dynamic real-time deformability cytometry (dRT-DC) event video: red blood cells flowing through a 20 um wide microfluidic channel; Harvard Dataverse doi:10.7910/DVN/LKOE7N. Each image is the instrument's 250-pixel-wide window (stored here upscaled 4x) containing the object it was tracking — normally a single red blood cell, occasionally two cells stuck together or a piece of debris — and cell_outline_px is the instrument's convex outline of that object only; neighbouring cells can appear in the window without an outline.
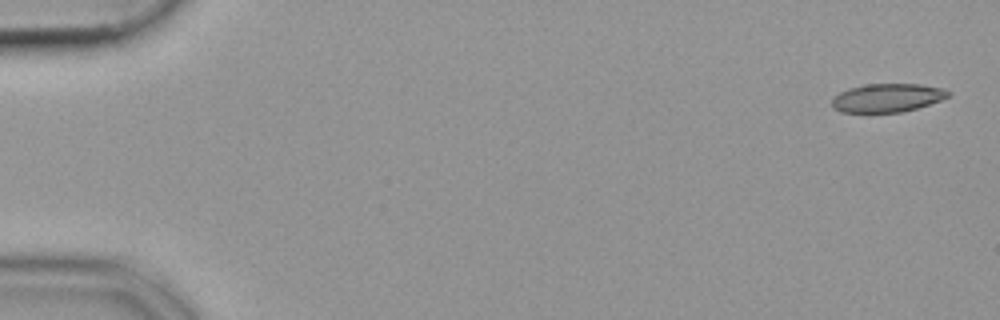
{"species": "common noctule bat (a hibernating species)", "species_latin": "Nyctalus noctula", "temperature_condition": "cold", "stored_images_in_passage": 52, "camera_frame_rate_fps": 3000, "um_per_image_px": 0.085, "animal": {"sex": "female", "body_mass_g": 19.9}, "frame": {"image": 1, "passage_image": 1, "time_ms": 0.0, "image_size_px": [1000, 320], "cell_outline_px": [[952, 92], [948, 96], [940, 100], [916, 108], [900, 112], [840, 112], [832, 108], [832, 100], [840, 92], [852, 88], [868, 84], [920, 84], [940, 88]], "centroid_in_image_um": [75.41, 8.32], "position_along_channel_um": 9.6, "area_um2": 18.96}}
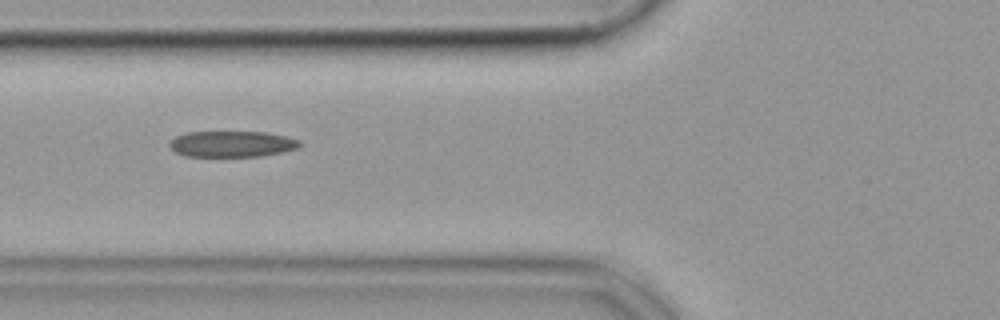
{"frame": {"image": 2, "passage_image": 20, "time_ms": 6.333, "image_size_px": [1000, 320], "cell_outline_px": [[300, 148], [260, 156], [184, 156], [176, 152], [168, 144], [176, 136], [188, 132], [264, 132], [284, 136], [300, 140]], "centroid_in_image_um": [19.71, 12.24], "position_along_channel_um": 106.1, "area_um2": 19.54}}
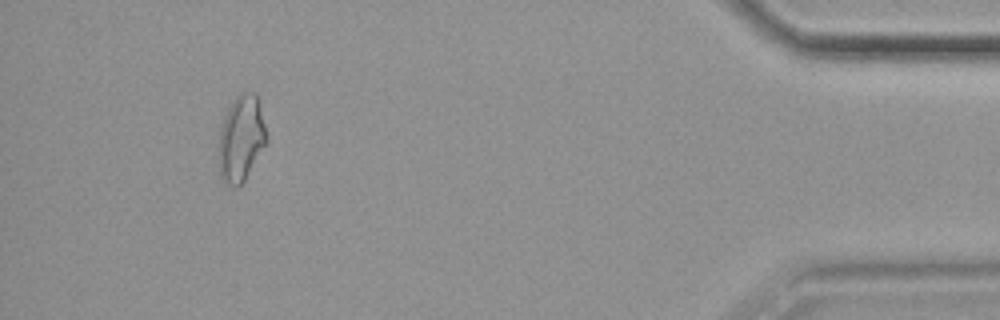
{"frame": {"image": 3, "passage_image": 49, "time_ms": 16.0, "image_size_px": [1000, 320], "cell_outline_px": [[264, 144], [244, 180], [236, 188], [228, 184], [220, 176], [220, 132], [224, 116], [232, 100], [240, 92], [256, 92], [260, 100], [264, 124]], "centroid_in_image_um": [20.48, 11.69], "position_along_channel_um": 414.7, "area_um2": 23.18}}